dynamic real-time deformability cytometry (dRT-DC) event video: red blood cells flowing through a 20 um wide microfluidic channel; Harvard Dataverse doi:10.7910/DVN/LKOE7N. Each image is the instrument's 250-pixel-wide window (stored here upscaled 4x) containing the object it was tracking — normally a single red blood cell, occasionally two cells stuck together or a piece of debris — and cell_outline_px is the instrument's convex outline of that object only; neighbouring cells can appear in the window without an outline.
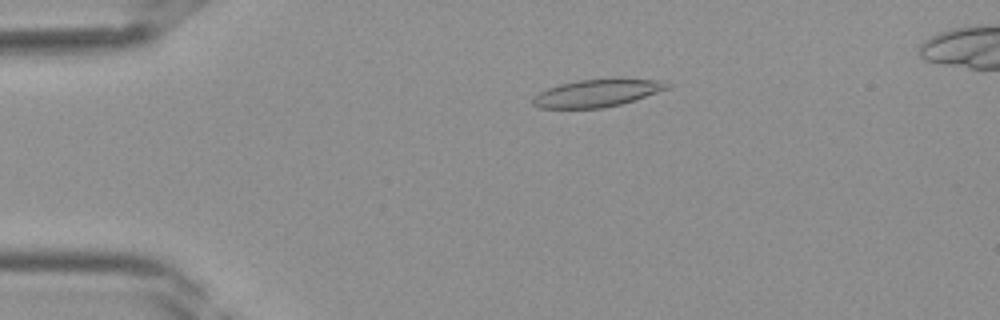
{"species": "Egyptian fruit bat (a non-hibernating species)", "species_latin": "Rousettus aegyptiacus", "temperature_condition": "room temperature", "stored_images_in_passage": 38, "camera_frame_rate_fps": 3000, "um_per_image_px": 0.085, "frame": {"image": 1, "passage_image": 6, "time_ms": 1.667, "image_size_px": [1000, 320], "cell_outline_px": [[672, 84], [668, 88], [620, 104], [604, 108], [540, 108], [532, 104], [532, 100], [540, 92], [548, 88], [560, 84], [580, 80], [612, 76], [620, 76], [664, 80]], "centroid_in_image_um": [50.83, 7.86], "position_along_channel_um": 34.2, "area_um2": 22.08}}
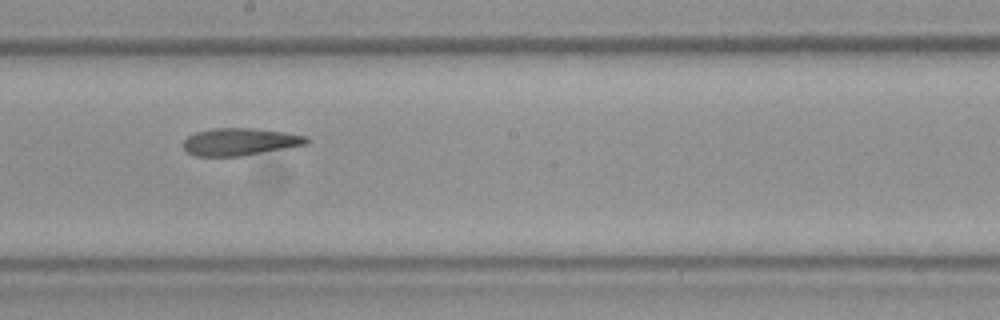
{"frame": {"image": 2, "passage_image": 20, "time_ms": 6.333, "image_size_px": [1000, 320], "cell_outline_px": [[308, 144], [240, 156], [196, 156], [188, 152], [184, 148], [184, 140], [188, 136], [196, 132], [212, 128], [256, 128], [284, 132], [308, 136]], "centroid_in_image_um": [20.4, 12.04], "position_along_channel_um": 227.8, "area_um2": 19.54}}
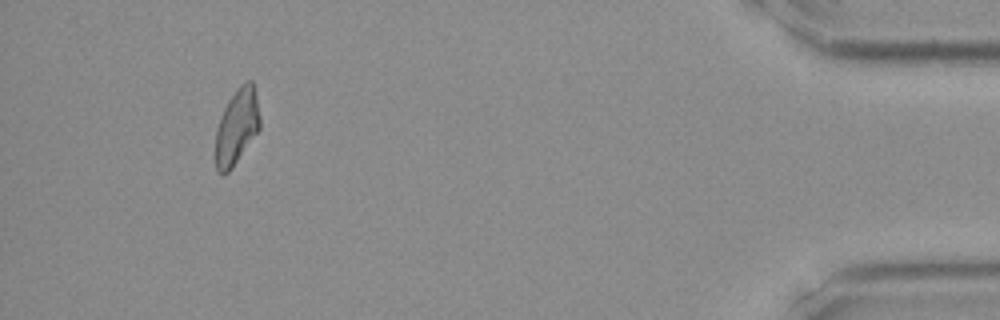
{"frame": {"image": 3, "passage_image": 35, "time_ms": 11.333, "image_size_px": [1000, 320], "cell_outline_px": [[260, 128], [232, 168], [224, 176], [216, 172], [216, 128], [220, 116], [228, 100], [236, 88], [240, 84], [248, 80], [252, 80], [256, 88], [260, 116]], "centroid_in_image_um": [20.13, 10.73], "position_along_channel_um": 415.1, "area_um2": 19.83}}